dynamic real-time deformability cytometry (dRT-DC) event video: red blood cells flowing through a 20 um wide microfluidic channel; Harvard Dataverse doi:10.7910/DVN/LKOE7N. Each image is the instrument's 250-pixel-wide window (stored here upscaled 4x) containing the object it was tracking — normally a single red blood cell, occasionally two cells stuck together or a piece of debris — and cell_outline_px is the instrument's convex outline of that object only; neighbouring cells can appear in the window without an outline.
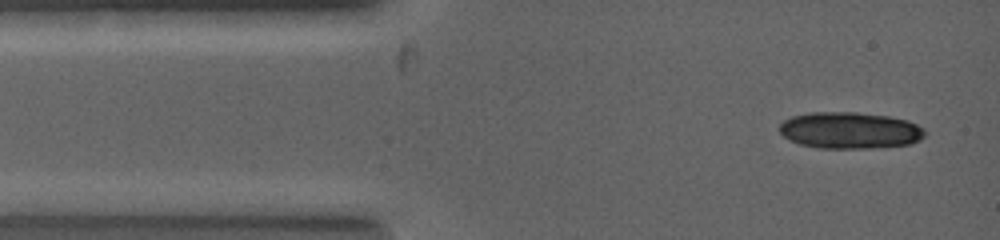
{"species": "common noctule bat (a hibernating species)", "species_latin": "Nyctalus noctula", "temperature_condition": "warm", "stored_images_in_passage": 3, "camera_frame_rate_fps": 5000, "um_per_image_px": 0.085, "animal": {"sex": "female", "body_mass_g": 19.0, "forearm_length_mm": 53.3}, "frame": {"image": 1, "passage_image": 1, "time_ms": 0.0, "image_size_px": [1000, 240], "cell_outline_px": [[924, 136], [920, 140], [912, 144], [868, 148], [820, 148], [800, 144], [788, 140], [780, 132], [780, 124], [784, 120], [792, 116], [812, 112], [856, 112], [888, 116], [908, 120], [924, 128]], "centroid_in_image_um": [72.24, 11.08], "position_along_channel_um": 12.8, "area_um2": 31.04}}